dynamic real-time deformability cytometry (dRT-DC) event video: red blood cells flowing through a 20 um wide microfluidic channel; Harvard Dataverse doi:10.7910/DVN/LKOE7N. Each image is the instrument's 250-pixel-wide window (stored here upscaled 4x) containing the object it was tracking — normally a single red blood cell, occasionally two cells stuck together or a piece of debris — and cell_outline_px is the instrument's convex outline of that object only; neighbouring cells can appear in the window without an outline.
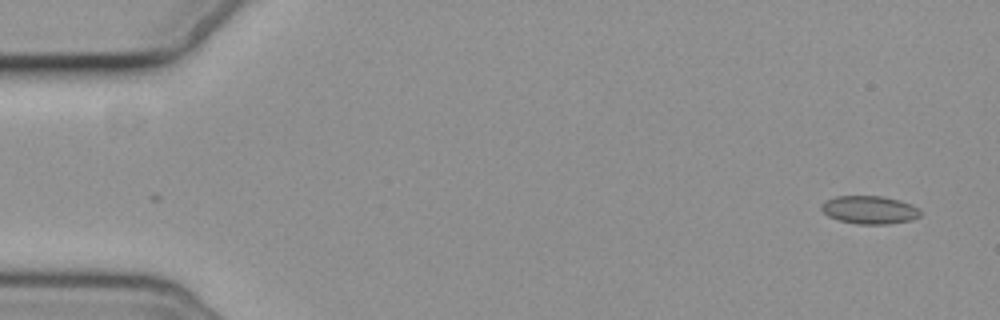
{"species": "common noctule bat (a hibernating species)", "species_latin": "Nyctalus noctula", "temperature_condition": "cold", "stored_images_in_passage": 5, "camera_frame_rate_fps": 3000, "um_per_image_px": 0.085, "animal": {"sex": "female", "body_mass_g": 19.3, "forearm_length_mm": 54.1}, "frame": {"image": 1, "passage_image": 1, "time_ms": 0.0, "image_size_px": [1000, 320], "cell_outline_px": [[920, 216], [908, 220], [888, 224], [860, 224], [840, 220], [828, 216], [820, 208], [820, 204], [836, 196], [884, 196], [900, 200], [912, 204], [920, 208]], "centroid_in_image_um": [73.92, 17.82], "position_along_channel_um": 11.1, "area_um2": 16.13}}
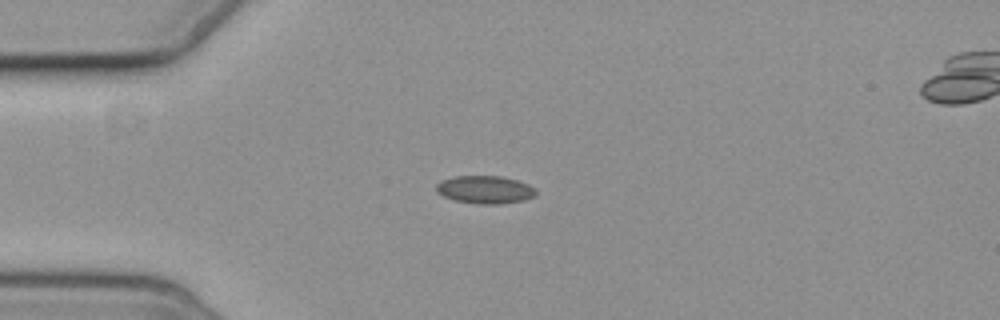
{"frame": {"image": 2, "passage_image": 4, "time_ms": 4.0, "image_size_px": [1000, 320], "cell_outline_px": [[536, 192], [532, 196], [524, 200], [500, 204], [480, 204], [456, 200], [444, 196], [436, 192], [436, 184], [440, 180], [452, 176], [500, 176], [516, 180], [528, 184], [536, 188]], "centroid_in_image_um": [41.2, 16.11], "position_along_channel_um": 43.8, "area_um2": 16.13}}